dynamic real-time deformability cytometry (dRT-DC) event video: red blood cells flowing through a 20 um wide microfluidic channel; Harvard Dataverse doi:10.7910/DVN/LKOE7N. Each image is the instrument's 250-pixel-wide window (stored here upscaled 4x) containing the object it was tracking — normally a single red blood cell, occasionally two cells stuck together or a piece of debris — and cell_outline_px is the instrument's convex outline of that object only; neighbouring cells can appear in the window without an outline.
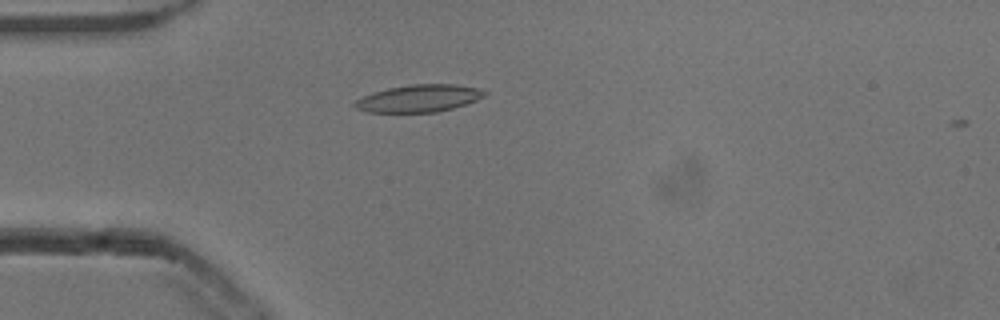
{"species": "common noctule bat (a hibernating species)", "species_latin": "Nyctalus noctula", "temperature_condition": "cold", "stored_images_in_passage": 51, "camera_frame_rate_fps": 3000, "um_per_image_px": 0.085, "animal": {"sex": "male", "body_mass_g": 13.3}, "frame": {"image": 1, "passage_image": 12, "time_ms": 3.667, "image_size_px": [1000, 320], "cell_outline_px": [[488, 92], [484, 96], [476, 100], [452, 108], [436, 112], [368, 112], [356, 108], [352, 104], [356, 100], [364, 96], [388, 88], [408, 84], [452, 84], [476, 88]], "centroid_in_image_um": [35.59, 8.36], "position_along_channel_um": 49.4, "area_um2": 20.35}}
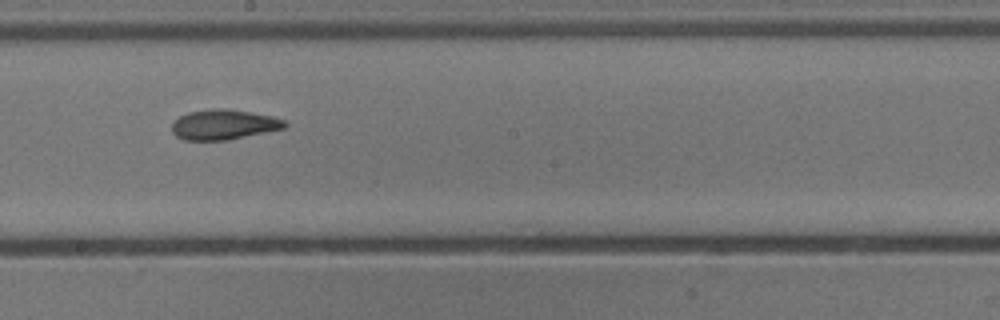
{"frame": {"image": 2, "passage_image": 27, "time_ms": 8.667, "image_size_px": [1000, 320], "cell_outline_px": [[288, 124], [284, 128], [228, 140], [184, 140], [176, 136], [172, 132], [172, 124], [180, 116], [188, 112], [212, 108], [224, 108], [272, 116], [284, 120]], "centroid_in_image_um": [19.0, 10.59], "position_along_channel_um": 229.2, "area_um2": 19.65}}
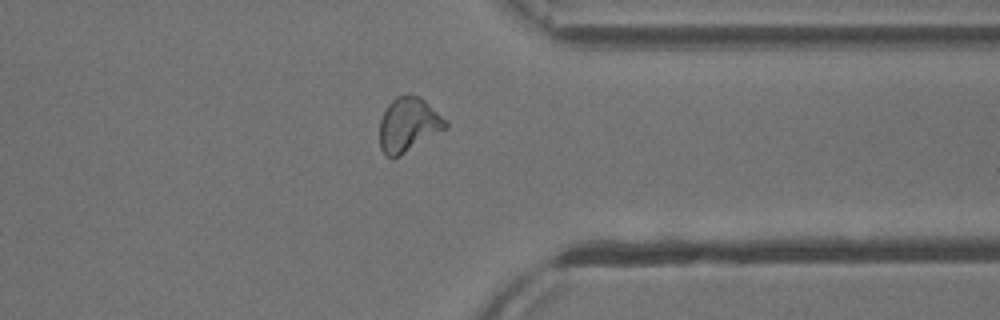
{"frame": {"image": 3, "passage_image": 39, "time_ms": 12.667, "image_size_px": [1000, 320], "cell_outline_px": [[448, 128], [400, 156], [392, 160], [384, 156], [380, 148], [380, 120], [388, 104], [396, 96], [420, 96], [448, 124]], "centroid_in_image_um": [34.68, 10.66], "position_along_channel_um": 376.7, "area_um2": 20.75}, "authors_computed_cell_mechanics": {"area_um2": 20.3456, "velocity_mm_per_s": 3.8274, "shape_relaxation_time_tau1_ms": 4.1535, "shape_relaxation_time_tau2_ms": 2.5663, "deformation_change_tau1": 0.1561, "deformation_change_tau2": 0.0881}}